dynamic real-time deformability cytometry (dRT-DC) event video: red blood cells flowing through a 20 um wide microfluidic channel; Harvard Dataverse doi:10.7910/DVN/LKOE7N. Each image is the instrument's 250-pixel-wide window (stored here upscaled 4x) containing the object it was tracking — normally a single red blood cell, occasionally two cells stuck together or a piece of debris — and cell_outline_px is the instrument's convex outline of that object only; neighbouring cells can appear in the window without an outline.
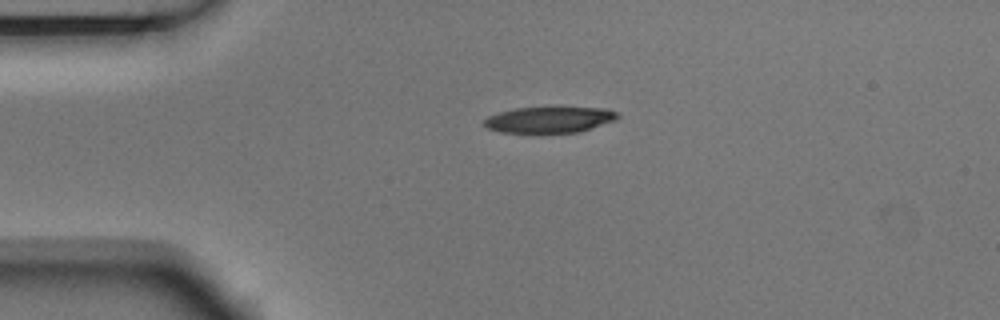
{"species": "Egyptian fruit bat (a non-hibernating species)", "species_latin": "Rousettus aegyptiacus", "temperature_condition": "room temperature", "stored_images_in_passage": 2, "camera_frame_rate_fps": 3000, "um_per_image_px": 0.085, "animal": {"sex": "male"}, "frame": {"image": 1, "passage_image": 1, "time_ms": 0.0, "image_size_px": [1000, 320], "cell_outline_px": [[620, 116], [616, 120], [580, 132], [540, 136], [500, 132], [488, 128], [484, 124], [484, 120], [488, 116], [500, 112], [516, 108], [608, 108], [620, 112]], "centroid_in_image_um": [46.72, 10.23], "position_along_channel_um": 38.3, "area_um2": 21.21}}